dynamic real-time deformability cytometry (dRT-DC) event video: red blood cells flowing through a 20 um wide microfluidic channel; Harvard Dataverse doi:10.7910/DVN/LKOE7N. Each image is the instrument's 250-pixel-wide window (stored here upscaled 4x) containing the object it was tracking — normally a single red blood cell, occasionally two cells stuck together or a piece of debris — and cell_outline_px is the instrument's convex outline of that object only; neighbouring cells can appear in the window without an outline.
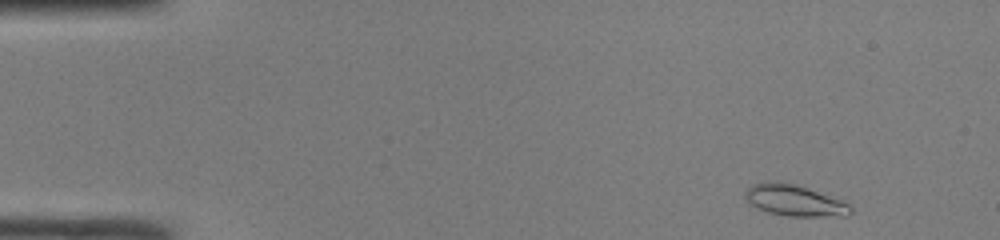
{"species": "common noctule bat (a hibernating species)", "species_latin": "Nyctalus noctula", "temperature_condition": "room temperature", "stored_images_in_passage": 45, "camera_frame_rate_fps": 3000, "um_per_image_px": 0.085, "animal": {"sex": "male", "body_mass_g": 19.0, "forearm_length_mm": 50.8}, "frame": {"image": 1, "passage_image": 1, "time_ms": 0.0, "image_size_px": [1000, 240], "cell_outline_px": [[852, 212], [844, 216], [788, 216], [768, 212], [756, 208], [748, 204], [744, 196], [744, 192], [752, 184], [768, 180], [784, 180], [796, 184], [840, 200], [848, 204], [852, 208]], "centroid_in_image_um": [67.44, 17.01], "position_along_channel_um": 17.6, "area_um2": 19.42}}
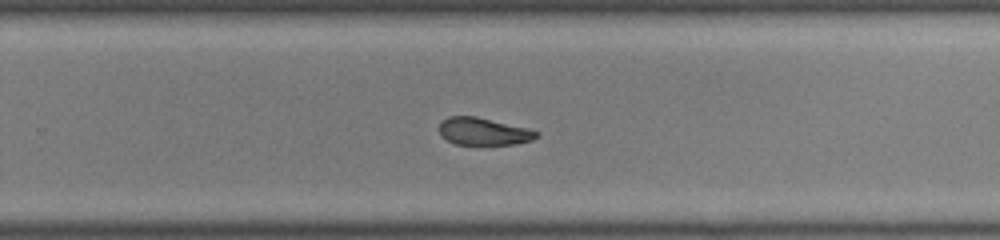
{"frame": {"image": 2, "passage_image": 28, "time_ms": 9.0, "image_size_px": [1000, 240], "cell_outline_px": [[540, 136], [532, 140], [516, 144], [476, 148], [456, 144], [440, 136], [440, 120], [448, 116], [476, 116], [528, 128], [540, 132]], "centroid_in_image_um": [41.11, 11.22], "position_along_channel_um": 288.7, "area_um2": 16.47}}
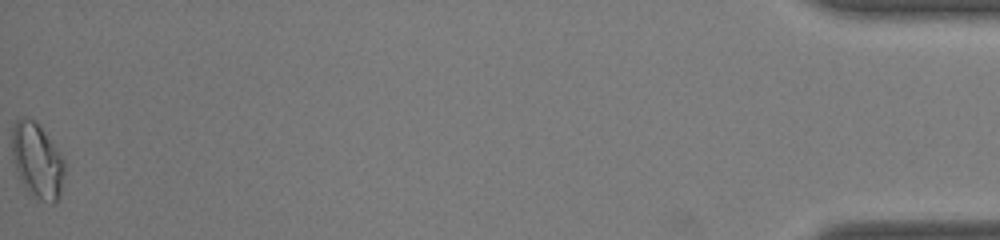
{"frame": {"image": 3, "passage_image": 45, "time_ms": 14.667, "image_size_px": [1000, 240], "cell_outline_px": [[64, 172], [60, 192], [56, 200], [52, 204], [40, 200], [28, 192], [24, 188], [20, 180], [12, 160], [12, 128], [16, 120], [24, 116], [32, 120], [44, 132], [56, 148], [64, 160]], "centroid_in_image_um": [3.13, 13.67], "position_along_channel_um": 432.1, "area_um2": 22.72}, "authors_computed_cell_mechanics": {"area_um2": 17.3978, "velocity_mm_per_s": 4.211, "shape_relaxation_time_tau1_ms": 6.0655, "shape_relaxation_time_tau2_ms": 3.5206, "deformation_change_tau1": 0.1767, "deformation_change_tau2": 0.0645}}